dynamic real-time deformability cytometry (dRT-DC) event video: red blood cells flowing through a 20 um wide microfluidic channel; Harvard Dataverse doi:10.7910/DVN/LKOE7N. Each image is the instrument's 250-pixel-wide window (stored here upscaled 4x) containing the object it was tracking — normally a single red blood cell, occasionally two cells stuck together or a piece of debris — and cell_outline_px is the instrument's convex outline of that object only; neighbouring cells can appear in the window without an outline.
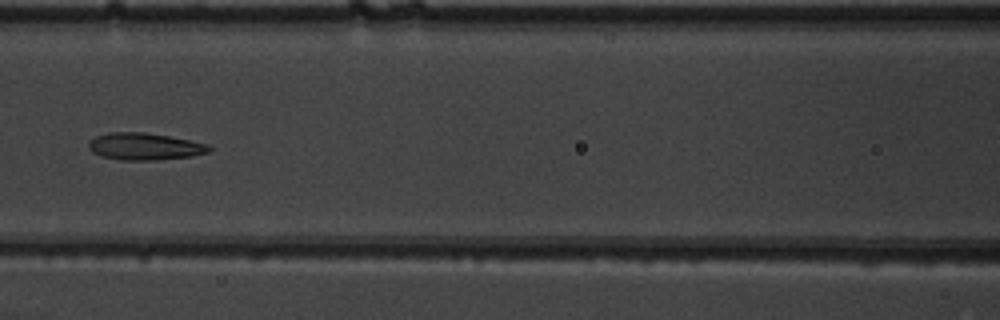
{"species": "common noctule bat (a hibernating species)", "species_latin": "Nyctalus noctula", "temperature_condition": "warm", "stored_images_in_passage": 7, "camera_frame_rate_fps": 3000, "um_per_image_px": 0.085, "animal": {"sex": "male", "body_mass_g": 19.5, "forearm_length_mm": 54.6}, "frame": {"image": 1, "passage_image": 7, "time_ms": 2.0, "image_size_px": [1000, 320], "cell_outline_px": [[212, 148], [208, 152], [192, 156], [156, 160], [120, 160], [104, 156], [92, 152], [88, 148], [88, 144], [96, 136], [108, 132], [144, 132], [168, 136], [208, 144]], "centroid_in_image_um": [12.29, 12.45], "position_along_channel_um": 154.3, "area_um2": 18.84}}